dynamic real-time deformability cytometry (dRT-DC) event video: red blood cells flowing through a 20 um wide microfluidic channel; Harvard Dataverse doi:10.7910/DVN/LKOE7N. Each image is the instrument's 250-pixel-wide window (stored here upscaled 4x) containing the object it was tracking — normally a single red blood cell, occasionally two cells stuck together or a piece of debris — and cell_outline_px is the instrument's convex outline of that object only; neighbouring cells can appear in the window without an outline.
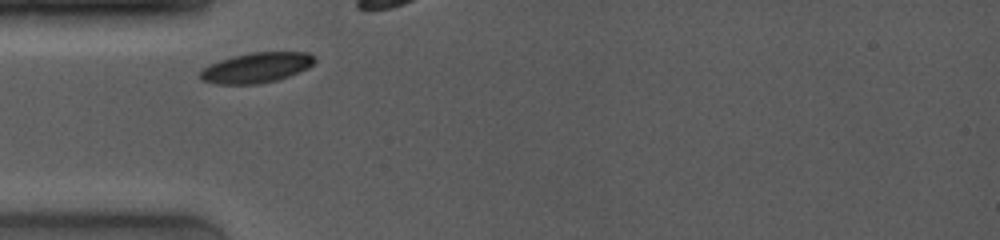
{"species": "common noctule bat (a hibernating species)", "species_latin": "Nyctalus noctula", "temperature_condition": "room temperature", "stored_images_in_passage": 28, "camera_frame_rate_fps": 4000, "um_per_image_px": 0.085, "animal": {"sex": "female", "body_mass_g": 19.0, "forearm_length_mm": 53.3}, "frame": {"image": 1, "passage_image": 1, "time_ms": 0.0, "image_size_px": [1000, 240], "cell_outline_px": [[316, 60], [308, 68], [288, 76], [276, 80], [256, 84], [216, 84], [200, 80], [200, 72], [204, 68], [220, 60], [232, 56], [248, 52], [308, 52]], "centroid_in_image_um": [21.78, 5.75], "position_along_channel_um": 63.2, "area_um2": 20.0}}
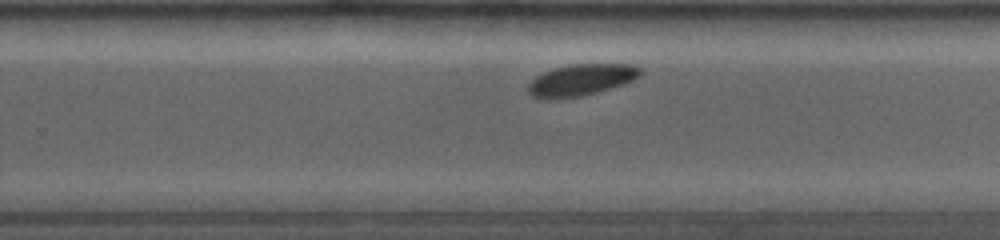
{"frame": {"image": 2, "passage_image": 18, "time_ms": 5.75, "image_size_px": [1000, 240], "cell_outline_px": [[644, 72], [640, 76], [624, 84], [596, 92], [580, 96], [548, 100], [532, 96], [528, 92], [528, 84], [536, 76], [544, 72], [568, 64], [636, 64]], "centroid_in_image_um": [49.41, 6.79], "position_along_channel_um": 280.4, "area_um2": 20.69}}
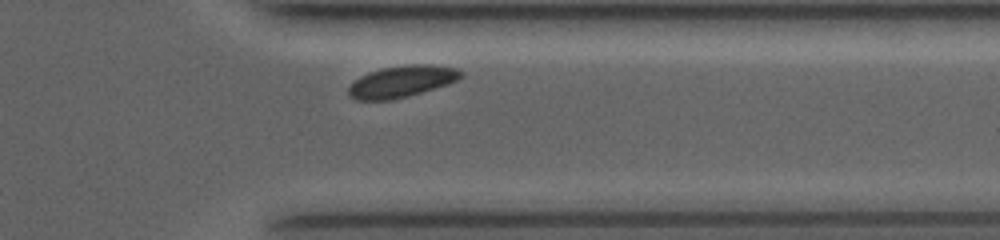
{"frame": {"image": 3, "passage_image": 25, "time_ms": 8.25, "image_size_px": [1000, 240], "cell_outline_px": [[464, 76], [460, 80], [408, 96], [388, 100], [356, 100], [348, 96], [348, 88], [360, 76], [368, 72], [380, 68], [408, 64], [432, 64], [456, 68], [464, 72]], "centroid_in_image_um": [34.17, 6.91], "position_along_channel_um": 377.2, "area_um2": 20.87}, "authors_computed_cell_mechanics": {"area_um2": 21.0392, "velocity_mm_per_s": 3.8147, "shape_relaxation_time_tau1_ms": 0.7635, "shape_relaxation_time_tau2_ms": null, "deformation_change_tau1": 0.0485, "deformation_change_tau2": null}}